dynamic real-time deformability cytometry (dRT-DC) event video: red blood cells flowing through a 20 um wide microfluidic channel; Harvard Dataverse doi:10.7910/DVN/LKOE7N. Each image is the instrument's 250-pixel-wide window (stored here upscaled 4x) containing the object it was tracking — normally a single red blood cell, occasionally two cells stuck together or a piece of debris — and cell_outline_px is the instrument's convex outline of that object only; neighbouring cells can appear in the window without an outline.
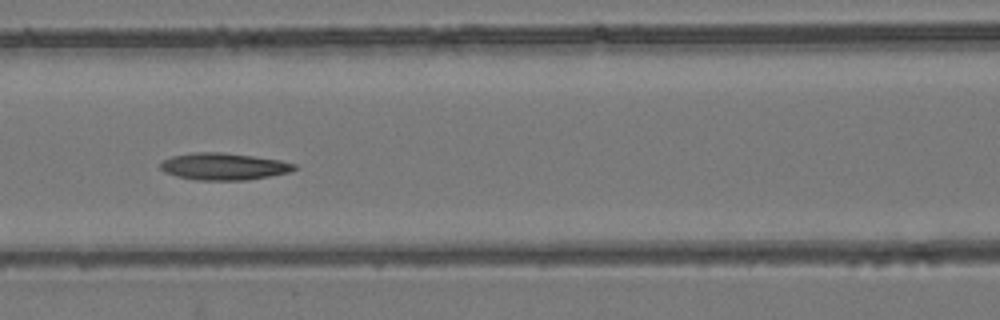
{"species": "common noctule bat (a hibernating species)", "species_latin": "Nyctalus noctula", "temperature_condition": "room temperature", "stored_images_in_passage": 9, "camera_frame_rate_fps": 3000, "um_per_image_px": 0.085, "animal": {"sex": "female", "body_mass_g": 24.6, "forearm_length_mm": 56.2}, "frame": {"image": 1, "passage_image": 6, "time_ms": 1.667, "image_size_px": [1000, 320], "cell_outline_px": [[300, 168], [288, 172], [268, 176], [244, 180], [196, 180], [176, 176], [164, 172], [160, 168], [160, 164], [164, 160], [172, 156], [192, 152], [224, 152], [280, 160], [296, 164]], "centroid_in_image_um": [19.01, 14.14], "position_along_channel_um": 147.6, "area_um2": 21.04}}
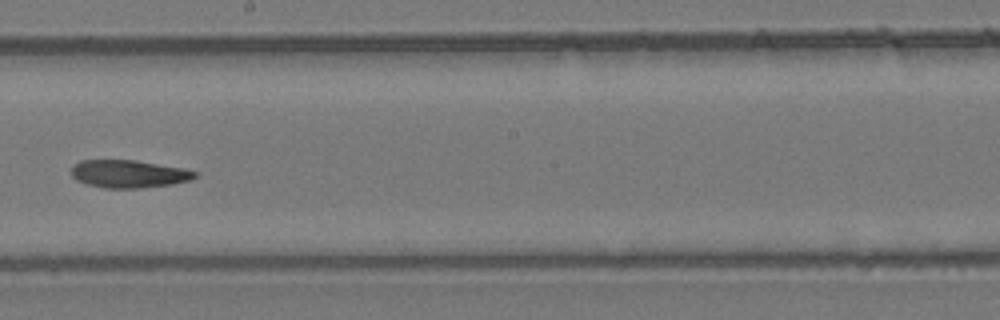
{"frame": {"image": 2, "passage_image": 8, "time_ms": 2.333, "image_size_px": [1000, 320], "cell_outline_px": [[200, 176], [192, 180], [172, 184], [140, 188], [104, 188], [88, 184], [76, 180], [72, 176], [72, 164], [80, 160], [136, 160], [184, 168], [196, 172]], "centroid_in_image_um": [10.97, 14.77], "position_along_channel_um": 237.2, "area_um2": 20.17}}
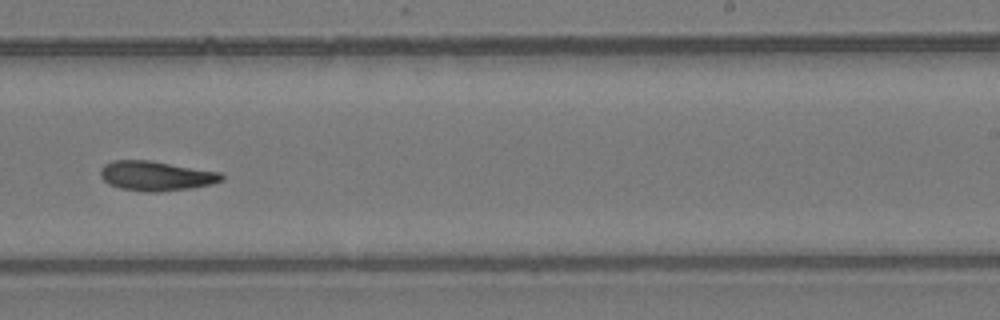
{"frame": {"image": 3, "passage_image": 9, "time_ms": 2.667, "image_size_px": [1000, 320], "cell_outline_px": [[224, 180], [212, 184], [188, 188], [160, 192], [144, 192], [120, 188], [108, 184], [100, 176], [100, 168], [104, 164], [112, 160], [148, 160], [220, 172], [224, 176]], "centroid_in_image_um": [13.23, 14.95], "position_along_channel_um": 275.8, "area_um2": 20.98}}